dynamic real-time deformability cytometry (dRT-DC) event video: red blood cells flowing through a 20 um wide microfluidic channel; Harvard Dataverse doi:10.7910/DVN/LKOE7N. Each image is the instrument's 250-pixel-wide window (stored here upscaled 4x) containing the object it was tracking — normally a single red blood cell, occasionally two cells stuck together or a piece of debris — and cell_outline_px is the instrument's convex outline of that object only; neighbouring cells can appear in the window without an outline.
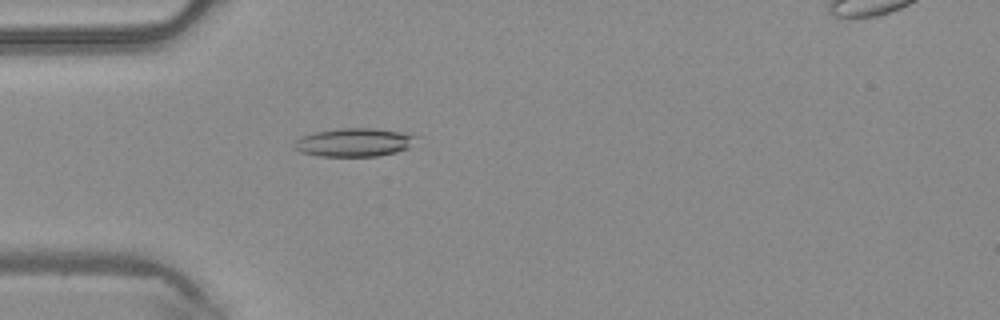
{"species": "common noctule bat (a hibernating species)", "species_latin": "Nyctalus noctula", "temperature_condition": "warm", "stored_images_in_passage": 5, "segment_of_instrument_passage": [1, 2], "camera_frame_rate_fps": 3000, "um_per_image_px": 0.085, "animal": {"sex": "male", "body_mass_g": 20.4}, "frame": {"image": 1, "passage_image": 1, "time_ms": 0.0, "image_size_px": [1000, 320], "cell_outline_px": [[420, 136], [408, 148], [396, 152], [380, 156], [320, 156], [300, 152], [292, 148], [292, 144], [296, 140], [304, 136], [316, 132], [340, 128], [376, 128], [400, 132]], "centroid_in_image_um": [30.11, 12.1], "position_along_channel_um": 54.9, "area_um2": 20.23}}
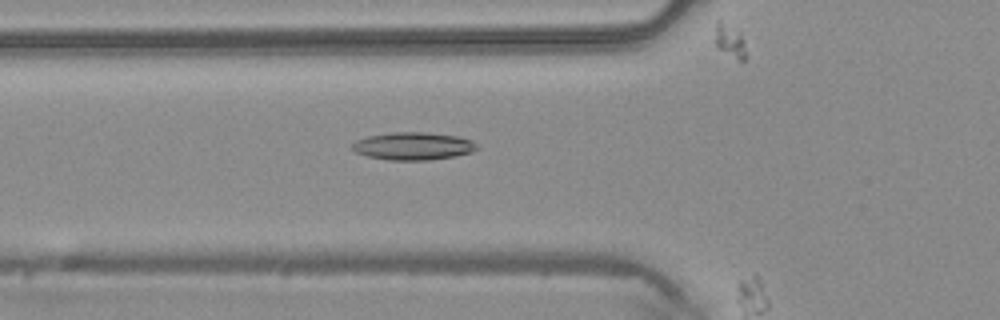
{"frame": {"image": 2, "passage_image": 4, "time_ms": 1.0, "image_size_px": [1000, 320], "cell_outline_px": [[476, 148], [472, 152], [456, 156], [428, 160], [388, 160], [368, 156], [356, 152], [352, 148], [352, 144], [356, 140], [368, 136], [392, 132], [428, 132], [456, 136], [472, 140], [476, 144]], "centroid_in_image_um": [35.12, 12.41], "position_along_channel_um": 90.7, "area_um2": 20.06}}